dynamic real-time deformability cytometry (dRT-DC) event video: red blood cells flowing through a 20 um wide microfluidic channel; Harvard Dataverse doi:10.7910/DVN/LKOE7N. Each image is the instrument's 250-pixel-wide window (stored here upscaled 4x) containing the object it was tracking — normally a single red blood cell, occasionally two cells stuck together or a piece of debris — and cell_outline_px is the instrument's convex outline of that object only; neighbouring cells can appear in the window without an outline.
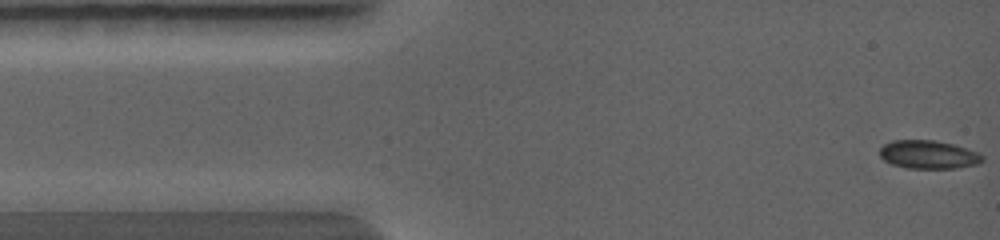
{"species": "common noctule bat (a hibernating species)", "species_latin": "Nyctalus noctula", "temperature_condition": "warm", "stored_images_in_passage": 58, "camera_frame_rate_fps": 5000, "um_per_image_px": 0.085, "animal": {"sex": "female", "body_mass_g": 19.0, "forearm_length_mm": 56.7}, "frame": {"image": 1, "passage_image": 1, "time_ms": 0.0, "image_size_px": [1000, 240], "cell_outline_px": [[976, 160], [964, 164], [940, 168], [928, 168], [900, 164], [888, 160], [880, 152], [888, 144], [900, 140], [920, 140], [944, 144], [960, 148], [968, 152]], "centroid_in_image_um": [78.69, 13.11], "position_along_channel_um": 6.3, "area_um2": 13.76}}
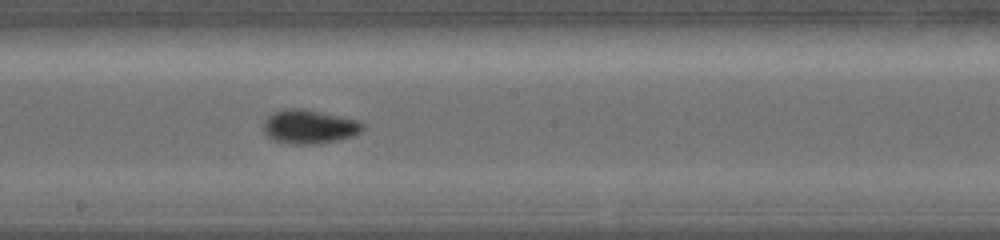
{"frame": {"image": 2, "passage_image": 28, "time_ms": 5.4, "image_size_px": [1000, 240], "cell_outline_px": [[360, 132], [336, 140], [316, 144], [300, 144], [280, 140], [272, 136], [264, 128], [264, 124], [268, 116], [272, 112], [284, 108], [304, 108], [356, 120], [360, 124]], "centroid_in_image_um": [26.26, 10.73], "position_along_channel_um": 221.9, "area_um2": 18.61}}
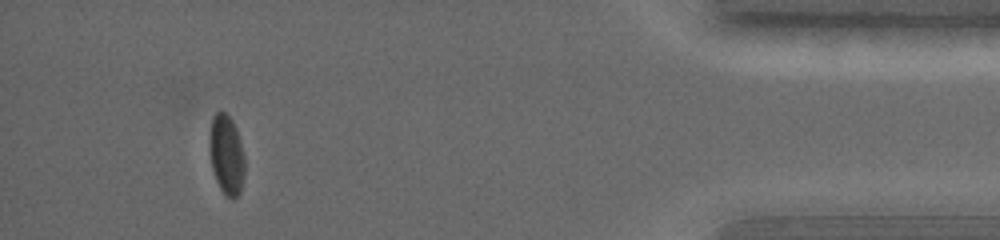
{"frame": {"image": 3, "passage_image": 51, "time_ms": 10.0, "image_size_px": [1000, 240], "cell_outline_px": [[244, 164], [240, 184], [236, 196], [228, 196], [224, 192], [216, 176], [212, 164], [212, 120], [216, 112], [224, 112], [228, 116], [236, 132]], "centroid_in_image_um": [19.25, 13.12], "position_along_channel_um": 416.0, "area_um2": 14.16}}